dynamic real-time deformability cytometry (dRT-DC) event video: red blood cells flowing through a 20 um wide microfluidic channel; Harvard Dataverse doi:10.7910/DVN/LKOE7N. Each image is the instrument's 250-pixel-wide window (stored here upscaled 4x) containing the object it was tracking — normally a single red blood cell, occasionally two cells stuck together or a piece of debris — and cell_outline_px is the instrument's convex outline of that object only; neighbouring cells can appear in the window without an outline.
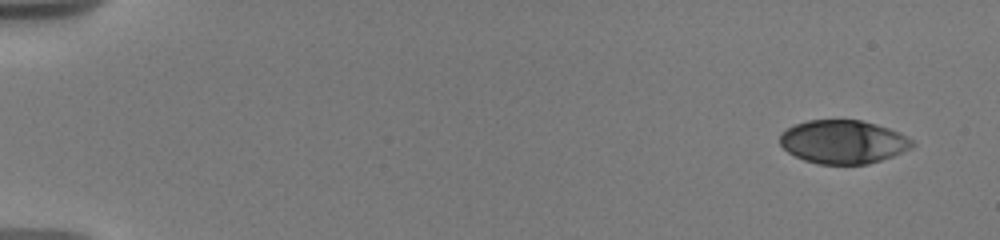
{"species": "human", "species_latin": "Homo sapiens", "temperature_condition": "warm", "stored_images_in_passage": 7, "camera_frame_rate_fps": 3000, "um_per_image_px": 0.085, "donor": {"sex": "male"}, "frame": {"image": 1, "passage_image": 1, "time_ms": 0.0, "image_size_px": [1000, 240], "cell_outline_px": [[916, 144], [912, 148], [892, 156], [868, 164], [820, 164], [804, 160], [788, 152], [780, 144], [780, 132], [796, 124], [808, 120], [860, 120], [876, 124], [900, 132], [912, 140]], "centroid_in_image_um": [71.68, 12.05], "position_along_channel_um": 13.3, "area_um2": 33.47}}